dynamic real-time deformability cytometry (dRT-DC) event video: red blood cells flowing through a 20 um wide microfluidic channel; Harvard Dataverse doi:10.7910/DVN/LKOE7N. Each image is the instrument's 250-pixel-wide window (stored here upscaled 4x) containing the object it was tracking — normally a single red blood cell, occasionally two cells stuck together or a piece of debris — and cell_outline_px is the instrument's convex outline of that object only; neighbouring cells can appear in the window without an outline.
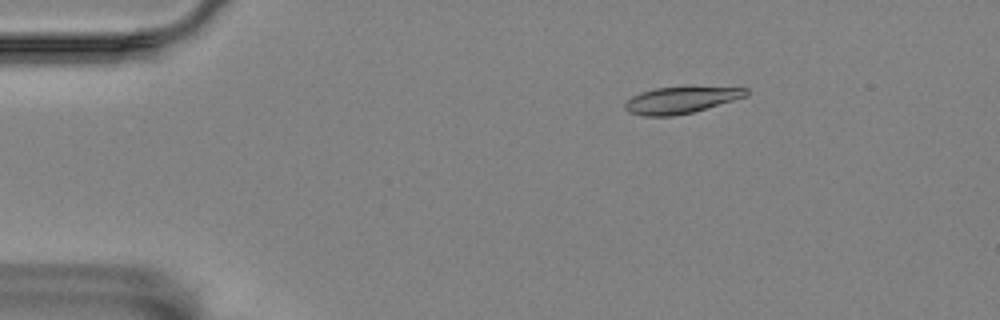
{"species": "Egyptian fruit bat (a non-hibernating species)", "species_latin": "Rousettus aegyptiacus", "temperature_condition": "room temperature", "stored_images_in_passage": 4, "camera_frame_rate_fps": 3000, "um_per_image_px": 0.085, "animal": {"sex": "female"}, "frame": {"image": 1, "passage_image": 1, "time_ms": 0.0, "image_size_px": [1000, 320], "cell_outline_px": [[748, 96], [692, 112], [672, 116], [644, 116], [628, 112], [624, 108], [624, 104], [632, 96], [640, 92], [656, 88], [748, 88]], "centroid_in_image_um": [57.82, 8.53], "position_along_channel_um": 27.2, "area_um2": 18.26}}
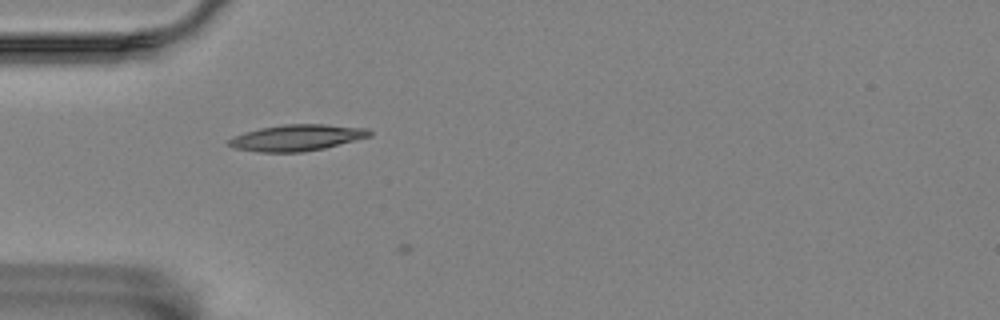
{"frame": {"image": 2, "passage_image": 3, "time_ms": 2.667, "image_size_px": [1000, 320], "cell_outline_px": [[372, 136], [324, 148], [304, 152], [260, 152], [232, 148], [228, 144], [228, 140], [232, 136], [244, 132], [260, 128], [284, 124], [324, 124], [368, 128], [372, 132]], "centroid_in_image_um": [25.22, 11.7], "position_along_channel_um": 59.8, "area_um2": 21.68}}